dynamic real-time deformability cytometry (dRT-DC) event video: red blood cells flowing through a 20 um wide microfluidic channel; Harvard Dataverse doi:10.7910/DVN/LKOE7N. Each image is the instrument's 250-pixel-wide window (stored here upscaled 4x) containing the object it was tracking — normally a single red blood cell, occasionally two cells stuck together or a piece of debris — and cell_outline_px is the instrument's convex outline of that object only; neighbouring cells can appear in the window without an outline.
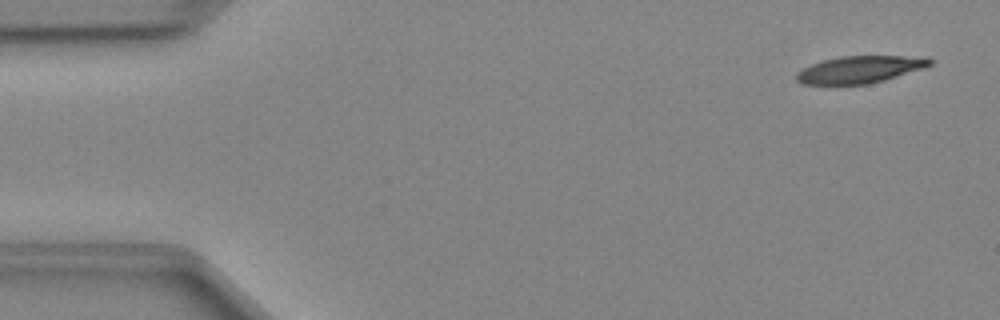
{"species": "Egyptian fruit bat (a non-hibernating species)", "species_latin": "Rousettus aegyptiacus", "temperature_condition": "cold", "stored_images_in_passage": 47, "camera_frame_rate_fps": 3000, "um_per_image_px": 0.085, "animal": {"sex": "female"}, "frame": {"image": 1, "passage_image": 2, "time_ms": 0.333, "image_size_px": [1000, 320], "cell_outline_px": [[932, 64], [924, 68], [884, 80], [868, 84], [804, 84], [796, 80], [796, 72], [820, 60], [840, 56], [928, 56], [932, 60]], "centroid_in_image_um": [73.11, 5.89], "position_along_channel_um": 11.9, "area_um2": 21.15}}
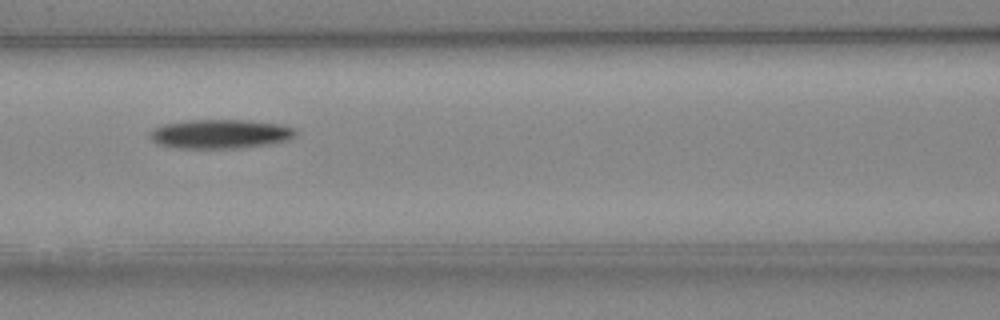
{"frame": {"image": 2, "passage_image": 20, "time_ms": 6.333, "image_size_px": [1000, 320], "cell_outline_px": [[296, 136], [288, 140], [268, 144], [240, 148], [176, 148], [160, 144], [152, 140], [152, 132], [156, 128], [164, 124], [188, 120], [248, 120], [280, 124], [296, 128]], "centroid_in_image_um": [18.8, 11.38], "position_along_channel_um": 147.8, "area_um2": 24.57}}
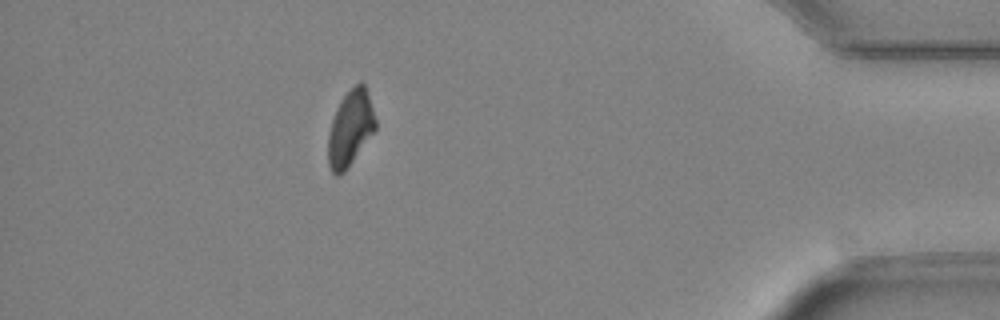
{"frame": {"image": 3, "passage_image": 42, "time_ms": 13.667, "image_size_px": [1000, 320], "cell_outline_px": [[376, 128], [344, 172], [336, 176], [332, 172], [328, 164], [328, 132], [336, 108], [340, 100], [360, 80], [364, 84], [376, 120]], "centroid_in_image_um": [29.75, 10.91], "position_along_channel_um": 405.5, "area_um2": 20.46}}